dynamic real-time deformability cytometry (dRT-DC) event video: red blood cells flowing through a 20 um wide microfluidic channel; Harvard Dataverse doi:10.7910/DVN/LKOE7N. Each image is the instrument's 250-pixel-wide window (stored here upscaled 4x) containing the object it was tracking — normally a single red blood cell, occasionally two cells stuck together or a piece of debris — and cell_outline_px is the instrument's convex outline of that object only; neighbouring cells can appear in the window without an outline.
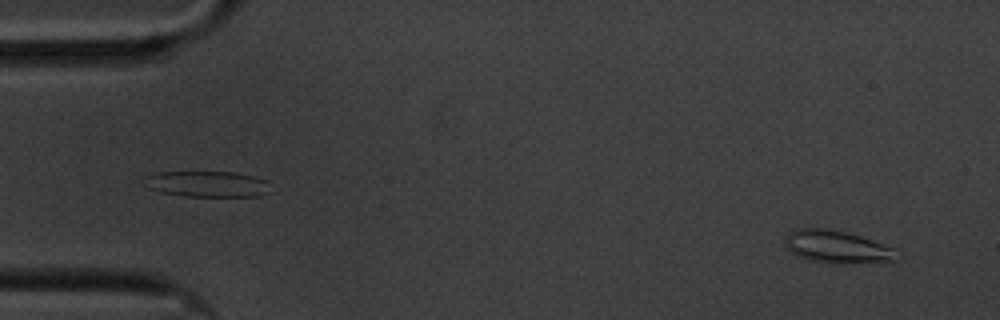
{"species": "common noctule bat (a hibernating species)", "species_latin": "Nyctalus noctula", "temperature_condition": "cold", "stored_images_in_passage": 15, "camera_frame_rate_fps": 3000, "um_per_image_px": 0.085, "animal": {"sex": "male", "body_mass_g": 20.1, "forearm_length_mm": 53.5}, "frame": {"image": 1, "passage_image": 3, "time_ms": 0.667, "image_size_px": [1000, 320], "cell_outline_px": [[904, 256], [900, 260], [808, 260], [796, 256], [784, 244], [784, 236], [800, 228], [828, 228], [860, 236], [896, 248]], "centroid_in_image_um": [71.16, 20.92], "position_along_channel_um": 13.8, "area_um2": 20.23}}